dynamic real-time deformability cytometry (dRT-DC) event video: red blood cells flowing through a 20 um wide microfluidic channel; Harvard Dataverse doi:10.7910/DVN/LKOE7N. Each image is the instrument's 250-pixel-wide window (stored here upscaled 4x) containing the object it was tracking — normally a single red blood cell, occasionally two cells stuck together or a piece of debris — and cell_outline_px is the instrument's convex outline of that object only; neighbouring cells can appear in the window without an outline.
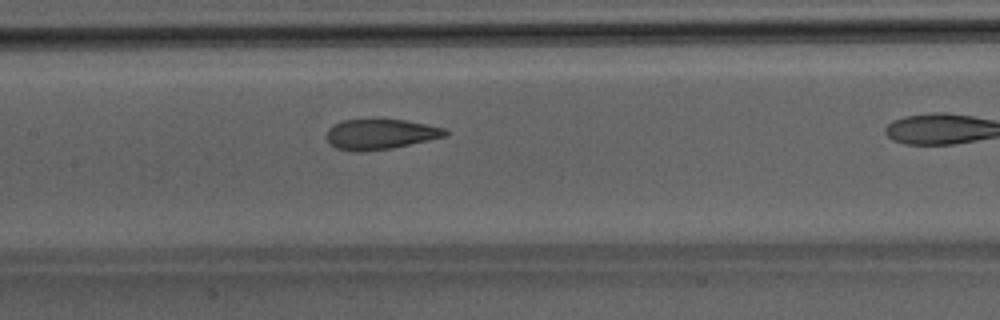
{"species": "Egyptian fruit bat (a non-hibernating species)", "species_latin": "Rousettus aegyptiacus", "temperature_condition": "room temperature", "stored_images_in_passage": 35, "camera_frame_rate_fps": 3000, "um_per_image_px": 0.085, "animal": {"sex": "male"}, "frame": {"image": 1, "passage_image": 20, "time_ms": 6.333, "image_size_px": [1000, 320], "cell_outline_px": [[448, 132], [444, 136], [428, 140], [392, 148], [364, 152], [352, 152], [336, 148], [328, 140], [328, 128], [332, 124], [344, 120], [376, 116], [404, 120], [444, 128]], "centroid_in_image_um": [32.27, 11.37], "position_along_channel_um": 175.1, "area_um2": 21.5}}
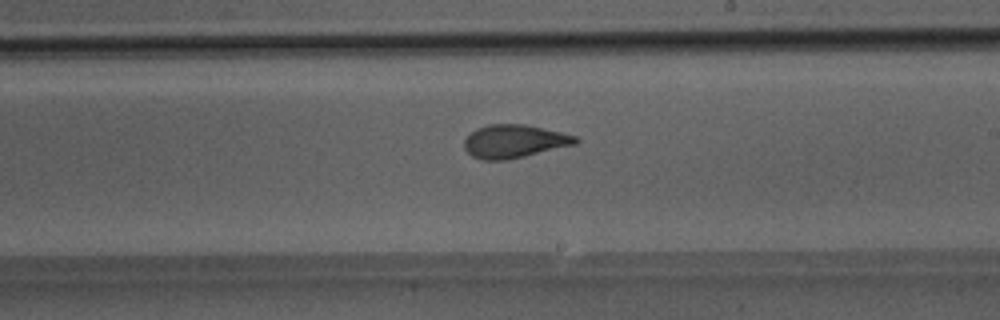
{"frame": {"image": 2, "passage_image": 25, "time_ms": 8.0, "image_size_px": [1000, 320], "cell_outline_px": [[580, 140], [576, 144], [508, 160], [484, 160], [472, 156], [464, 148], [464, 140], [476, 128], [488, 124], [524, 124], [560, 132], [576, 136]], "centroid_in_image_um": [43.7, 12.01], "position_along_channel_um": 245.3, "area_um2": 21.44}}